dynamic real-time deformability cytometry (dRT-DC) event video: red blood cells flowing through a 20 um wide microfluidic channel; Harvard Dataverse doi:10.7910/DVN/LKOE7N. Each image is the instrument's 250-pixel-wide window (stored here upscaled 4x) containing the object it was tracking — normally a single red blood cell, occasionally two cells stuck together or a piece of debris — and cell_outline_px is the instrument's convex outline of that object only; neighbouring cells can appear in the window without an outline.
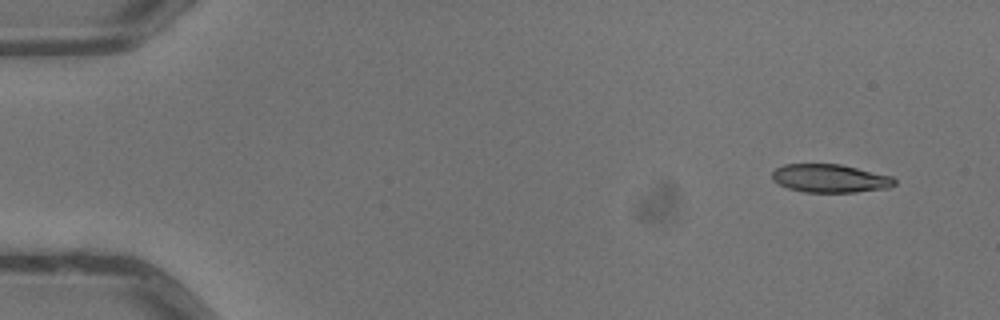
{"species": "common noctule bat (a hibernating species)", "species_latin": "Nyctalus noctula", "temperature_condition": "warm", "stored_images_in_passage": 4, "camera_frame_rate_fps": 3000, "um_per_image_px": 0.085, "animal": {"sex": "male", "body_mass_g": 13.3}, "frame": {"image": 1, "passage_image": 1, "time_ms": 0.0, "image_size_px": [1000, 320], "cell_outline_px": [[896, 184], [888, 188], [856, 192], [804, 192], [788, 188], [772, 180], [772, 172], [776, 168], [784, 164], [840, 164], [892, 176], [896, 180]], "centroid_in_image_um": [70.56, 15.16], "position_along_channel_um": 14.4, "area_um2": 20.17}}